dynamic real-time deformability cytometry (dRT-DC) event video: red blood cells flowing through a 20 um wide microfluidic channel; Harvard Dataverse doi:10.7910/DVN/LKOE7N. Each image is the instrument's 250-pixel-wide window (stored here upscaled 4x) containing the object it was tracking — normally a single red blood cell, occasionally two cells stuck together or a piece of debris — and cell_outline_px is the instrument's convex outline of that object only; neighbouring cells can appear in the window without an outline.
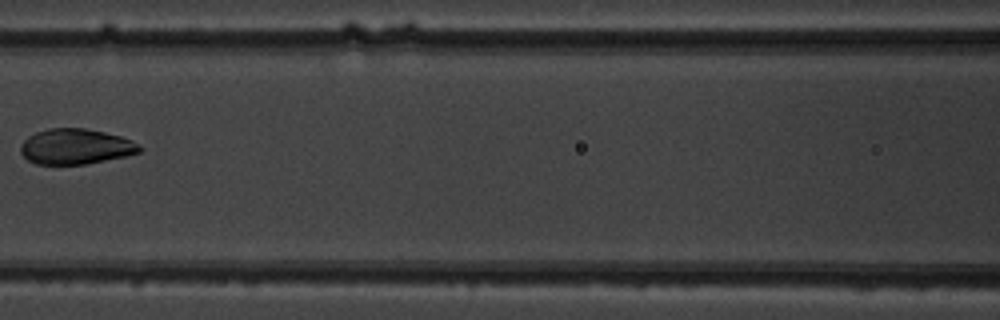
{"species": "common noctule bat (a hibernating species)", "species_latin": "Nyctalus noctula", "temperature_condition": "warm", "stored_images_in_passage": 6, "camera_frame_rate_fps": 3000, "um_per_image_px": 0.085, "animal": {"sex": "male", "body_mass_g": 19.5, "forearm_length_mm": 54.6}, "frame": {"image": 1, "passage_image": 5, "time_ms": 5.667, "image_size_px": [1000, 320], "cell_outline_px": [[144, 148], [140, 152], [128, 156], [88, 164], [36, 164], [28, 160], [20, 152], [20, 144], [28, 136], [36, 132], [48, 128], [84, 128], [104, 132], [120, 136], [132, 140]], "centroid_in_image_um": [6.45, 12.46], "position_along_channel_um": 160.2, "area_um2": 24.8}}
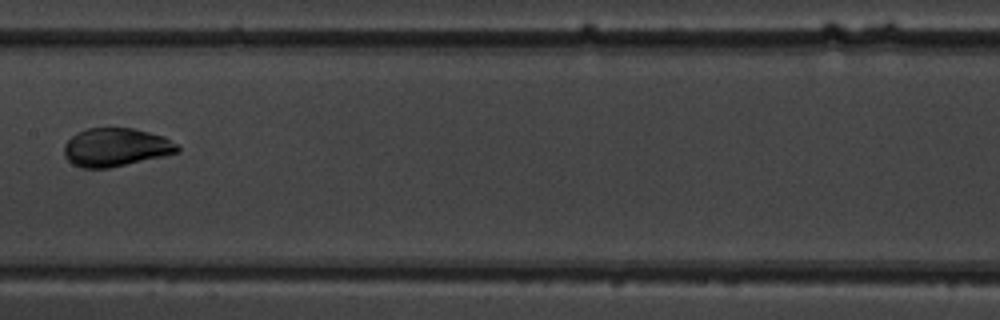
{"frame": {"image": 2, "passage_image": 6, "time_ms": 6.667, "image_size_px": [1000, 320], "cell_outline_px": [[180, 152], [164, 156], [108, 168], [80, 168], [72, 164], [64, 156], [64, 144], [72, 136], [88, 128], [132, 128], [164, 136], [176, 144], [180, 148]], "centroid_in_image_um": [9.84, 12.53], "position_along_channel_um": 197.6, "area_um2": 25.26}}